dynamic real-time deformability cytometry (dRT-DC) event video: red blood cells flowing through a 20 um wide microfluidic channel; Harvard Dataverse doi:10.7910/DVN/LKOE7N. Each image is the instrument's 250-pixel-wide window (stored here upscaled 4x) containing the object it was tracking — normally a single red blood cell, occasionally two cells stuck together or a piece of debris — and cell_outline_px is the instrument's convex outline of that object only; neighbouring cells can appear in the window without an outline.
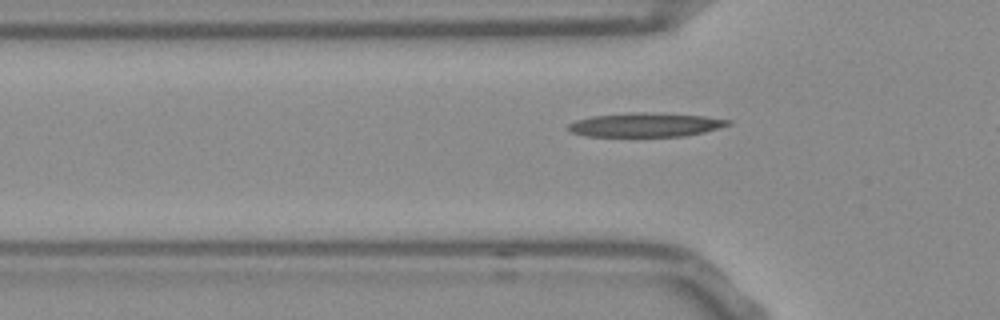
{"species": "Egyptian fruit bat (a non-hibernating species)", "species_latin": "Rousettus aegyptiacus", "temperature_condition": "room temperature", "stored_images_in_passage": 6, "camera_frame_rate_fps": 3000, "um_per_image_px": 0.085, "frame": {"image": 1, "passage_image": 3, "time_ms": 0.667, "image_size_px": [1000, 320], "cell_outline_px": [[732, 124], [704, 132], [684, 136], [584, 136], [572, 132], [568, 128], [568, 124], [576, 120], [592, 116], [628, 112], [644, 112], [704, 116], [732, 120]], "centroid_in_image_um": [54.87, 10.6], "position_along_channel_um": 70.9, "area_um2": 22.31}}